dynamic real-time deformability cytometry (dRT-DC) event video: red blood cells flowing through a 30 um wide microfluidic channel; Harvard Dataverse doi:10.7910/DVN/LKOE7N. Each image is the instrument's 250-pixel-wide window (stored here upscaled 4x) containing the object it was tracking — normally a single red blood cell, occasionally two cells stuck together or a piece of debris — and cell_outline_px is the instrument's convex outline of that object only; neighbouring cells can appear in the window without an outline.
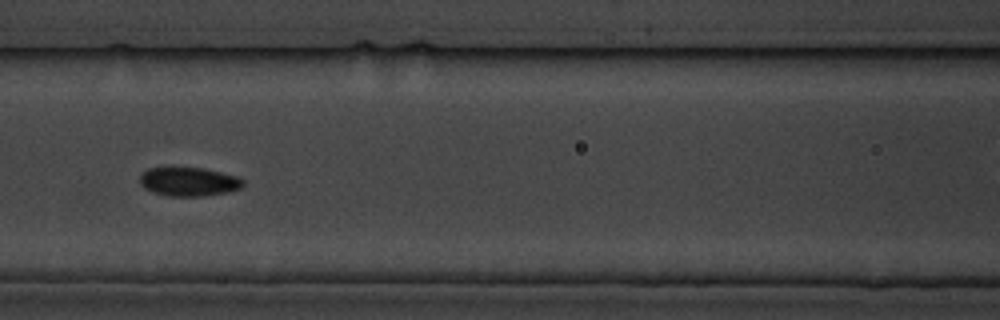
{"species": "common noctule bat (a hibernating species)", "species_latin": "Nyctalus noctula", "temperature_condition": "cold", "stored_images_in_passage": 7, "segment_of_instrument_passage": [1, 2], "camera_frame_rate_fps": 3000, "um_per_image_px": 0.085, "animal": {"sex": "male", "body_mass_g": 19.5, "forearm_length_mm": 54.6}, "frame": {"image": 1, "passage_image": 5, "time_ms": 4.667, "image_size_px": [1000, 320], "cell_outline_px": [[244, 184], [240, 188], [228, 192], [204, 196], [168, 196], [152, 192], [144, 188], [140, 184], [140, 176], [148, 168], [204, 168], [236, 176], [244, 180]], "centroid_in_image_um": [16.05, 15.45], "position_along_channel_um": 150.6, "area_um2": 17.28}}
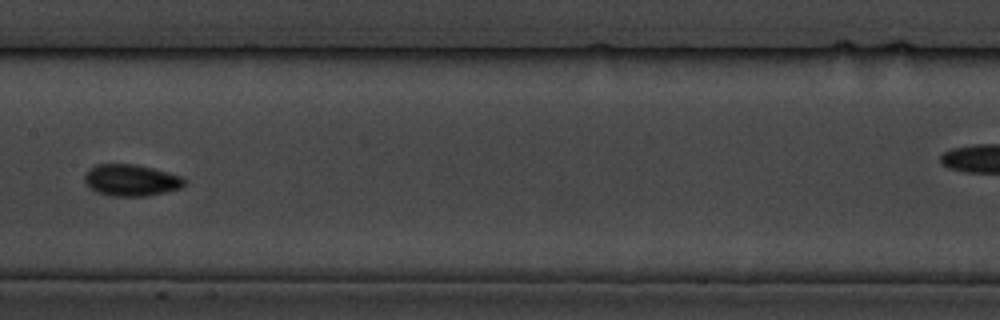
{"frame": {"image": 2, "passage_image": 6, "time_ms": 6.0, "image_size_px": [1000, 320], "cell_outline_px": [[184, 184], [180, 188], [164, 192], [144, 196], [112, 196], [96, 192], [84, 180], [84, 176], [88, 168], [96, 164], [136, 164], [184, 176]], "centroid_in_image_um": [11.13, 15.3], "position_along_channel_um": 196.3, "area_um2": 18.32}}